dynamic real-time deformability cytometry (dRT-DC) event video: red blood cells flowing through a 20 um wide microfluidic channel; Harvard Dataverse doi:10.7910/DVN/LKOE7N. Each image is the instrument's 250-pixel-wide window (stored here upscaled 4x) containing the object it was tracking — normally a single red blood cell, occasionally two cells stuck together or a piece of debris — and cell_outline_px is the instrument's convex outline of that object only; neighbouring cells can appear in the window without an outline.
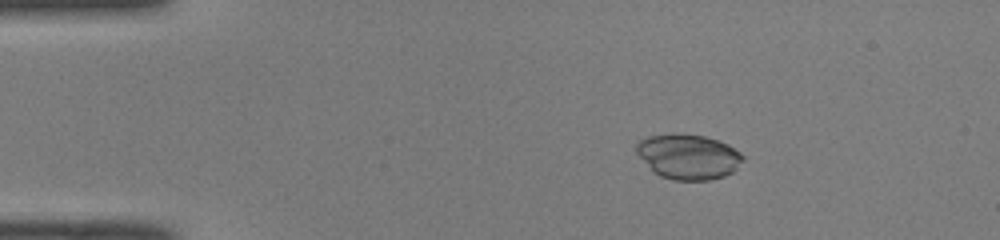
{"species": "common noctule bat (a hibernating species)", "species_latin": "Nyctalus noctula", "temperature_condition": "room temperature", "stored_images_in_passage": 43, "camera_frame_rate_fps": 3000, "um_per_image_px": 0.085, "animal": {"sex": "male", "body_mass_g": 19.0, "forearm_length_mm": 50.8}, "frame": {"image": 1, "passage_image": 2, "time_ms": 0.333, "image_size_px": [1000, 240], "cell_outline_px": [[744, 160], [732, 172], [724, 176], [708, 180], [672, 180], [660, 176], [652, 172], [636, 152], [636, 144], [640, 140], [648, 136], [676, 132], [704, 136], [728, 144], [740, 152], [744, 156]], "centroid_in_image_um": [58.48, 13.31], "position_along_channel_um": 26.5, "area_um2": 28.21}}
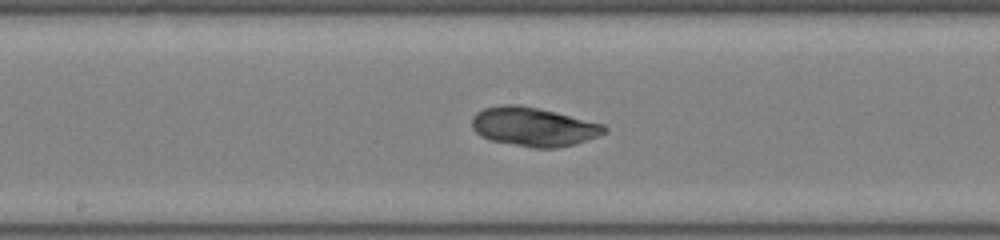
{"frame": {"image": 2, "passage_image": 20, "time_ms": 6.333, "image_size_px": [1000, 240], "cell_outline_px": [[608, 132], [576, 144], [556, 148], [532, 148], [488, 140], [480, 136], [472, 128], [472, 116], [476, 112], [484, 108], [500, 104], [516, 104], [556, 112], [604, 124], [608, 128]], "centroid_in_image_um": [45.34, 10.78], "position_along_channel_um": 202.9, "area_um2": 30.35}}
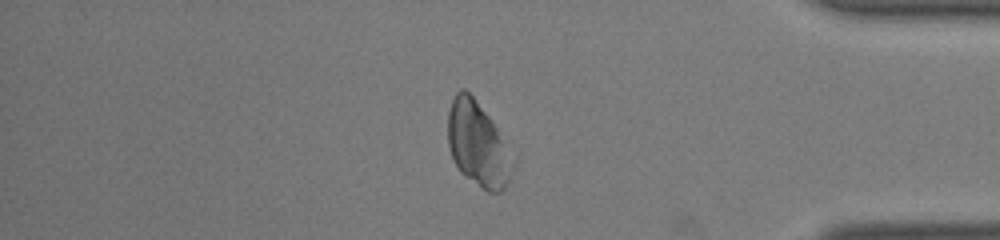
{"frame": {"image": 3, "passage_image": 36, "time_ms": 11.667, "image_size_px": [1000, 240], "cell_outline_px": [[516, 168], [504, 188], [500, 192], [488, 192], [464, 176], [460, 172], [452, 156], [448, 144], [448, 112], [452, 100], [456, 92], [460, 88], [464, 88], [472, 96], [488, 116], [516, 156]], "centroid_in_image_um": [40.67, 12.3], "position_along_channel_um": 394.5, "area_um2": 32.25}, "authors_computed_cell_mechanics": {"area_um2": 29.8248, "velocity_mm_per_s": 4.0844, "shape_relaxation_time_tau1_ms": 2.207, "shape_relaxation_time_tau2_ms": 5.5091, "deformation_change_tau1": 0.0274, "deformation_change_tau2": 0.0842}}